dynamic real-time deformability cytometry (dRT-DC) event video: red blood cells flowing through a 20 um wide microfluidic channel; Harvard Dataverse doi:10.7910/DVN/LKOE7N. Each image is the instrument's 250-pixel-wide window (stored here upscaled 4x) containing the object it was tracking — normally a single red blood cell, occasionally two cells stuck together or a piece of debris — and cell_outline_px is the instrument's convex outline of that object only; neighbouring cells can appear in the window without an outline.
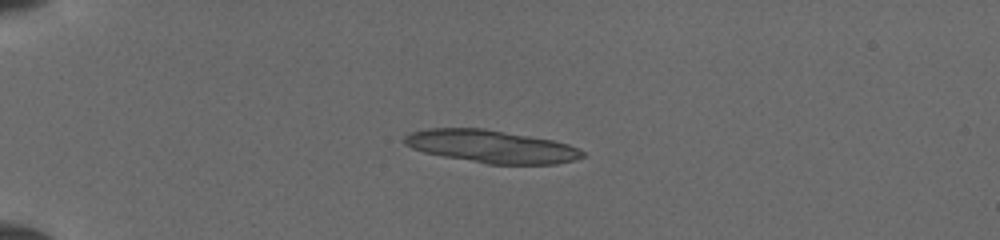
{"species": "common noctule bat (a hibernating species)", "species_latin": "Nyctalus noctula", "temperature_condition": "cold", "stored_images_in_passage": 2, "camera_frame_rate_fps": 3000, "um_per_image_px": 0.085, "animal": {"sex": "female", "body_mass_g": 19.5, "forearm_length_mm": 54.1}, "frame": {"image": 1, "passage_image": 2, "time_ms": 0.667, "image_size_px": [1000, 240], "cell_outline_px": [[584, 156], [576, 160], [556, 164], [488, 164], [444, 156], [424, 152], [412, 148], [404, 144], [404, 136], [408, 132], [428, 128], [484, 128], [552, 140], [568, 144], [580, 148], [584, 152]], "centroid_in_image_um": [41.76, 12.45], "position_along_channel_um": 43.2, "area_um2": 33.99}}